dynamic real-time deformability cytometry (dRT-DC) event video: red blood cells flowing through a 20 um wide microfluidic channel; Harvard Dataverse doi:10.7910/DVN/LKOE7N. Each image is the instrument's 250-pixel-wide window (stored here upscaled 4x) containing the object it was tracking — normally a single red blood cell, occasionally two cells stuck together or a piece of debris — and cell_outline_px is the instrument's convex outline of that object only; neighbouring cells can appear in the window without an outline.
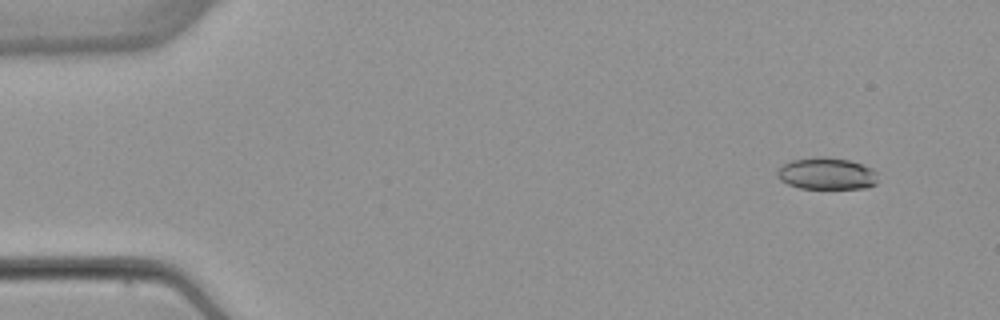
{"species": "common noctule bat (a hibernating species)", "species_latin": "Nyctalus noctula", "temperature_condition": "warm", "stored_images_in_passage": 4, "camera_frame_rate_fps": 3000, "um_per_image_px": 0.085, "animal": {"sex": "female", "body_mass_g": 22.7, "forearm_length_mm": 54.2}, "frame": {"image": 1, "passage_image": 2, "time_ms": 1.0, "image_size_px": [1000, 320], "cell_outline_px": [[876, 184], [868, 188], [800, 188], [788, 184], [780, 180], [776, 176], [776, 172], [784, 164], [792, 160], [816, 156], [824, 156], [848, 160], [872, 168], [876, 172]], "centroid_in_image_um": [70.25, 14.75], "position_along_channel_um": 14.7, "area_um2": 18.67}}